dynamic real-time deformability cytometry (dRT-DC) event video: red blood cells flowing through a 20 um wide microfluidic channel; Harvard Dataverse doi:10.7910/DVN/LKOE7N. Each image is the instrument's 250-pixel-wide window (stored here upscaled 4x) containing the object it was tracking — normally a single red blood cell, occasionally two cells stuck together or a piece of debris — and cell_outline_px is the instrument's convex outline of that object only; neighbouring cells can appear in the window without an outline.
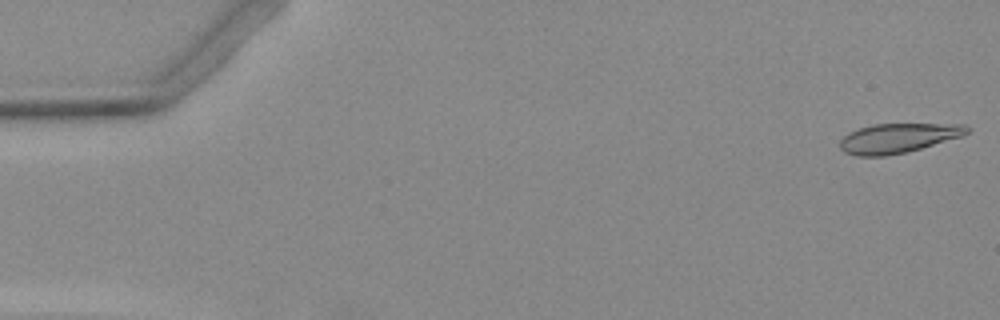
{"species": "Egyptian fruit bat (a non-hibernating species)", "species_latin": "Rousettus aegyptiacus", "temperature_condition": "warm", "stored_images_in_passage": 8, "camera_frame_rate_fps": 3000, "um_per_image_px": 0.085, "animal": {"sex": "female"}, "frame": {"image": 1, "passage_image": 1, "time_ms": 0.0, "image_size_px": [1000, 320], "cell_outline_px": [[972, 128], [964, 136], [920, 148], [904, 152], [884, 156], [856, 156], [844, 152], [840, 148], [840, 140], [848, 132], [872, 124], [964, 124]], "centroid_in_image_um": [76.34, 11.73], "position_along_channel_um": 8.7, "area_um2": 21.85}}